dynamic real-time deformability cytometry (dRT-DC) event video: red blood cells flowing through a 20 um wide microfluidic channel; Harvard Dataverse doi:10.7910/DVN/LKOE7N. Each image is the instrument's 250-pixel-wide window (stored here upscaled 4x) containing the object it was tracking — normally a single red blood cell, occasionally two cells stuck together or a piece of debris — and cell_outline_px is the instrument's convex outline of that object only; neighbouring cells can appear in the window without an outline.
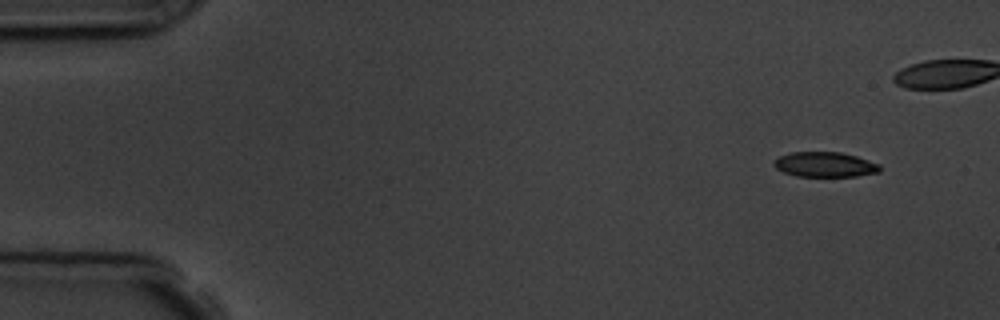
{"species": "common noctule bat (a hibernating species)", "species_latin": "Nyctalus noctula", "temperature_condition": "room temperature", "stored_images_in_passage": 8, "camera_frame_rate_fps": 3000, "um_per_image_px": 0.085, "animal": {"sex": "male", "body_mass_g": 19.5, "forearm_length_mm": 54.6}, "frame": {"image": 1, "passage_image": 1, "time_ms": 0.0, "image_size_px": [1000, 320], "cell_outline_px": [[880, 172], [856, 176], [796, 176], [784, 172], [776, 168], [772, 164], [772, 160], [780, 156], [792, 152], [840, 152], [856, 156], [880, 164]], "centroid_in_image_um": [70.1, 13.98], "position_along_channel_um": 14.9, "area_um2": 15.43}}